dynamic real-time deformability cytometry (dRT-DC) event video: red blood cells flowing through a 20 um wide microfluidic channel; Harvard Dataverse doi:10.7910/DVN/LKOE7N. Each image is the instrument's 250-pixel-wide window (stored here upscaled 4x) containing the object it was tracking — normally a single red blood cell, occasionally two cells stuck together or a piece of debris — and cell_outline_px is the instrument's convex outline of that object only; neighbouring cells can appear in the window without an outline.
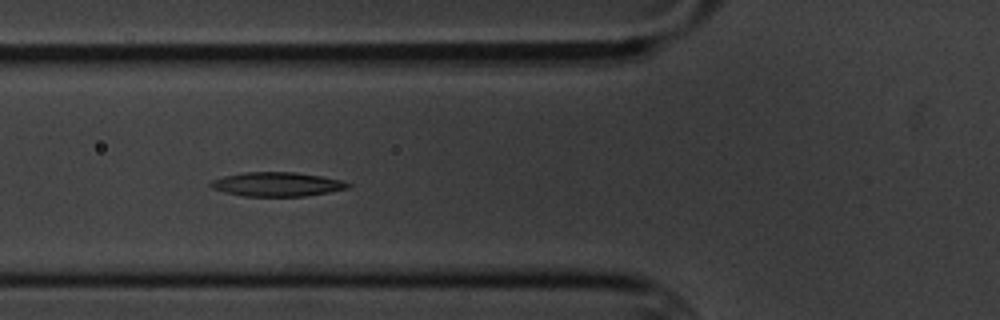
{"species": "common noctule bat (a hibernating species)", "species_latin": "Nyctalus noctula", "temperature_condition": "cold", "stored_images_in_passage": 5, "camera_frame_rate_fps": 3000, "um_per_image_px": 0.085, "animal": {"sex": "male", "body_mass_g": 20.1, "forearm_length_mm": 53.5}, "frame": {"image": 1, "passage_image": 5, "time_ms": 4.667, "image_size_px": [1000, 320], "cell_outline_px": [[352, 184], [348, 188], [328, 192], [304, 196], [244, 196], [224, 192], [212, 188], [208, 184], [212, 180], [224, 176], [244, 172], [296, 172], [320, 176], [340, 180]], "centroid_in_image_um": [23.52, 15.66], "position_along_channel_um": 102.3, "area_um2": 19.19}}